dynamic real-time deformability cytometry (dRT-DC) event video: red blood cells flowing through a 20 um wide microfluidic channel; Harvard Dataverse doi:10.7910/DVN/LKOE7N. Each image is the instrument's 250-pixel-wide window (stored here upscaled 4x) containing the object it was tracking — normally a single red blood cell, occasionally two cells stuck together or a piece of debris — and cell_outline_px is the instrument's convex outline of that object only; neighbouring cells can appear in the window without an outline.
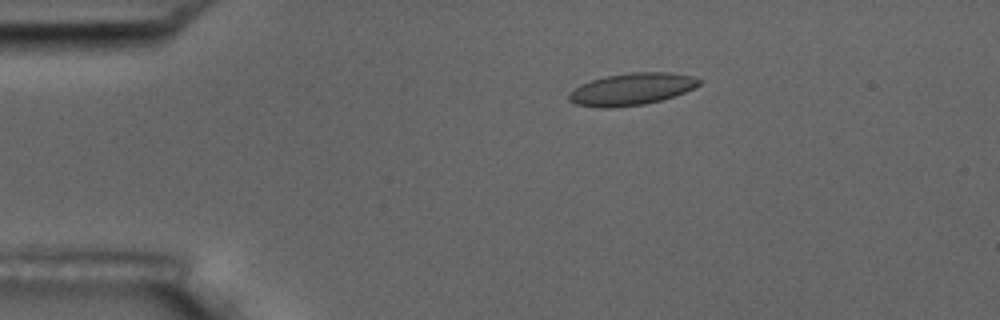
{"species": "common noctule bat (a hibernating species)", "species_latin": "Nyctalus noctula", "temperature_condition": "room temperature", "stored_images_in_passage": 10, "camera_frame_rate_fps": 3000, "um_per_image_px": 0.085, "animal": {"sex": "male", "body_mass_g": 17.5, "forearm_length_mm": 52.3}, "frame": {"image": 1, "passage_image": 4, "time_ms": 3.333, "image_size_px": [1000, 320], "cell_outline_px": [[700, 84], [676, 96], [644, 104], [612, 108], [596, 108], [576, 104], [568, 100], [568, 96], [580, 84], [604, 76], [632, 72], [668, 72], [692, 76], [700, 80]], "centroid_in_image_um": [53.67, 7.58], "position_along_channel_um": 31.3, "area_um2": 24.22}}
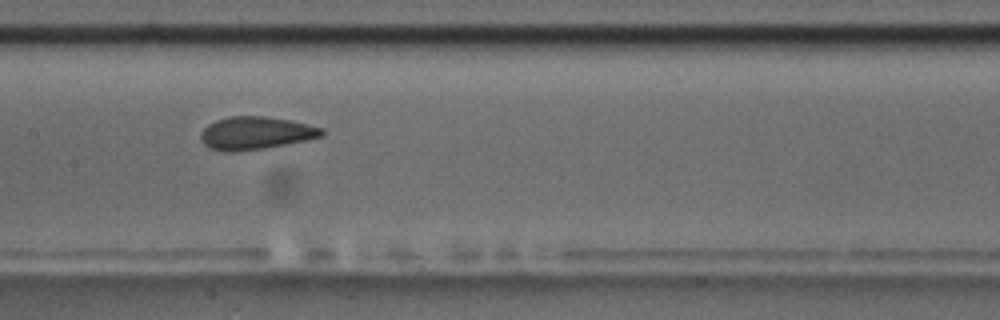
{"frame": {"image": 2, "passage_image": 9, "time_ms": 9.0, "image_size_px": [1000, 320], "cell_outline_px": [[324, 136], [264, 148], [236, 152], [228, 152], [208, 148], [200, 140], [200, 132], [208, 124], [216, 120], [232, 116], [264, 116], [288, 120], [324, 128]], "centroid_in_image_um": [21.69, 11.32], "position_along_channel_um": 185.7, "area_um2": 23.06}}
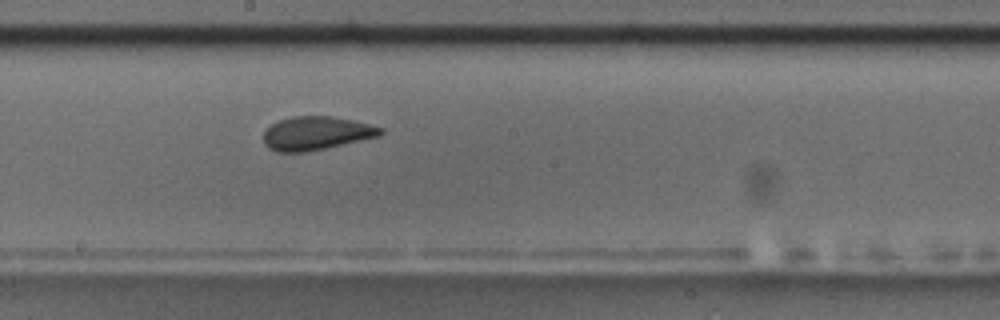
{"frame": {"image": 3, "passage_image": 10, "time_ms": 10.0, "image_size_px": [1000, 320], "cell_outline_px": [[384, 132], [380, 136], [308, 152], [276, 152], [268, 148], [264, 144], [264, 132], [276, 120], [292, 116], [332, 116], [352, 120], [384, 128]], "centroid_in_image_um": [26.87, 11.33], "position_along_channel_um": 221.3, "area_um2": 23.0}}